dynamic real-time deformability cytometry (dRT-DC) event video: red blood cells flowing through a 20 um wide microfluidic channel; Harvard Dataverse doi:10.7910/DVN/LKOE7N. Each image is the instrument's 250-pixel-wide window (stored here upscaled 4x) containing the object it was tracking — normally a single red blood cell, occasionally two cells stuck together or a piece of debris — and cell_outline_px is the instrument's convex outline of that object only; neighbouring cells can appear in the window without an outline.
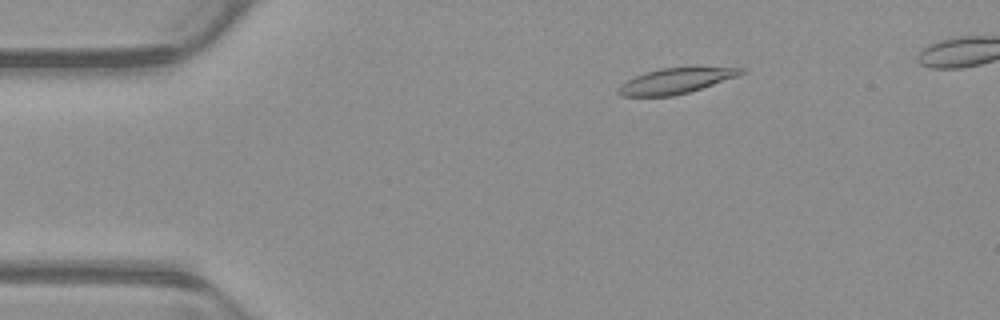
{"species": "common noctule bat (a hibernating species)", "species_latin": "Nyctalus noctula", "temperature_condition": "warm", "stored_images_in_passage": 50, "camera_frame_rate_fps": 3000, "um_per_image_px": 0.085, "animal": {"sex": "male", "body_mass_g": 23.1, "forearm_length_mm": 52.7}, "frame": {"image": 1, "passage_image": 9, "time_ms": 2.667, "image_size_px": [1000, 320], "cell_outline_px": [[748, 72], [688, 92], [672, 96], [620, 96], [616, 92], [616, 88], [620, 84], [644, 72], [660, 68], [748, 68]], "centroid_in_image_um": [57.37, 6.88], "position_along_channel_um": 27.6, "area_um2": 17.86}}
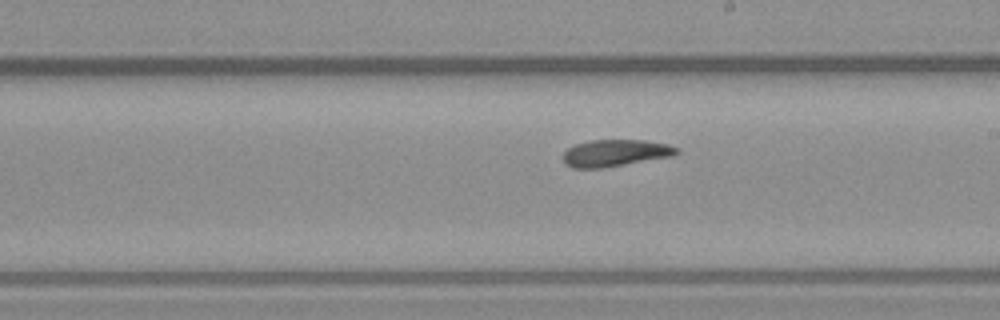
{"frame": {"image": 2, "passage_image": 30, "time_ms": 9.667, "image_size_px": [1000, 320], "cell_outline_px": [[680, 152], [672, 156], [604, 168], [572, 168], [564, 164], [564, 152], [568, 148], [576, 144], [588, 140], [644, 140], [668, 144], [680, 148]], "centroid_in_image_um": [52.31, 13.0], "position_along_channel_um": 236.7, "area_um2": 17.92}}
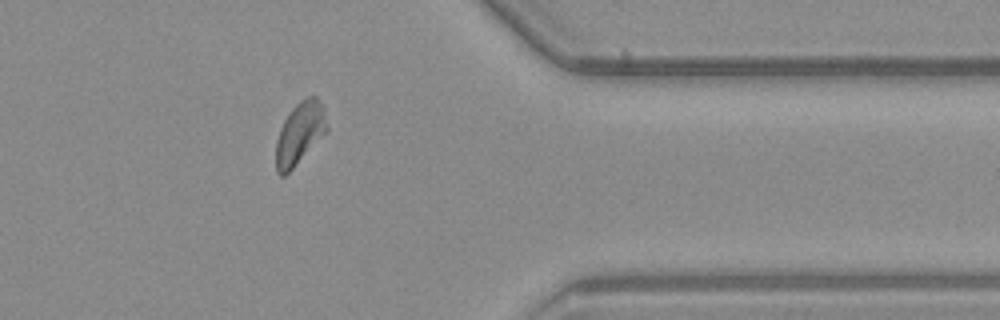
{"frame": {"image": 3, "passage_image": 43, "time_ms": 14.0, "image_size_px": [1000, 320], "cell_outline_px": [[328, 128], [292, 168], [284, 176], [280, 176], [276, 172], [276, 140], [280, 128], [284, 120], [292, 108], [300, 100], [308, 96], [316, 96], [320, 100], [324, 108], [328, 124]], "centroid_in_image_um": [25.46, 11.28], "position_along_channel_um": 385.9, "area_um2": 18.09}}